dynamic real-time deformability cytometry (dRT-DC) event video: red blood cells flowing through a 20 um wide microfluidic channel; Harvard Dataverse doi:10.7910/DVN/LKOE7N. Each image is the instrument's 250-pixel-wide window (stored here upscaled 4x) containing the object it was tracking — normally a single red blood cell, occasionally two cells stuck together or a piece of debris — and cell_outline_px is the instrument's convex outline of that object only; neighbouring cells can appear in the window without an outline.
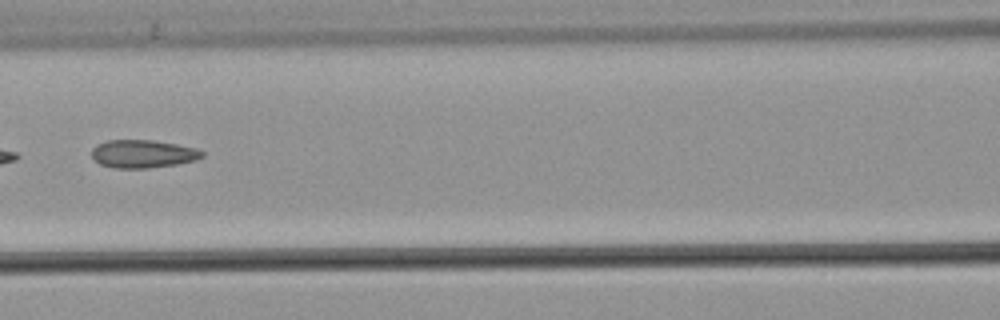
{"species": "common noctule bat (a hibernating species)", "species_latin": "Nyctalus noctula", "temperature_condition": "warm", "stored_images_in_passage": 6, "camera_frame_rate_fps": 3000, "um_per_image_px": 0.085, "animal": {"sex": "male", "body_mass_g": 21.5, "forearm_length_mm": 52.0}, "frame": {"image": 1, "passage_image": 6, "time_ms": 1.667, "image_size_px": [1000, 320], "cell_outline_px": [[204, 156], [196, 160], [176, 164], [148, 168], [112, 168], [100, 164], [92, 156], [92, 148], [96, 144], [108, 140], [152, 140], [176, 144], [196, 148], [204, 152]], "centroid_in_image_um": [12.14, 13.07], "position_along_channel_um": 154.5, "area_um2": 18.03}}